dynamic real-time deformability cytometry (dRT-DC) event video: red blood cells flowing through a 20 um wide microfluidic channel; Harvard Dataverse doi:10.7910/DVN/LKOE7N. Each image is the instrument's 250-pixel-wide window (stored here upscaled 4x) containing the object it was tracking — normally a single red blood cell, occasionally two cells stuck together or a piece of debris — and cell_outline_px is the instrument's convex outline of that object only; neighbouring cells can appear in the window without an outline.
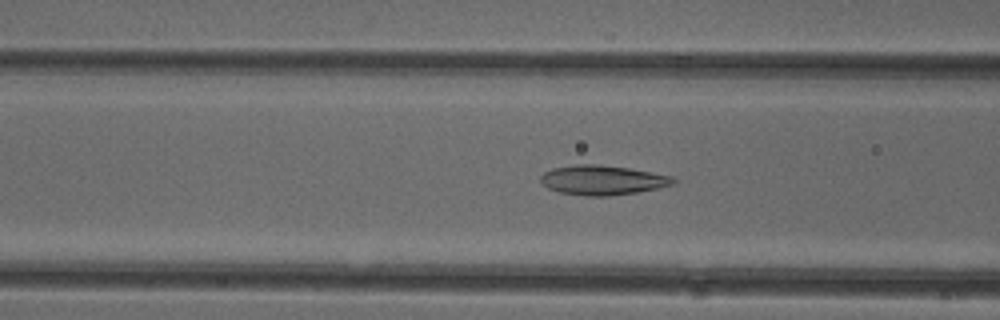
{"species": "common noctule bat (a hibernating species)", "species_latin": "Nyctalus noctula", "temperature_condition": "cold", "stored_images_in_passage": 51, "camera_frame_rate_fps": 3000, "um_per_image_px": 0.085, "animal": {"sex": "female"}, "frame": {"image": 1, "passage_image": 20, "time_ms": 6.333, "image_size_px": [1000, 320], "cell_outline_px": [[676, 184], [636, 192], [608, 196], [588, 196], [560, 192], [548, 188], [540, 180], [540, 176], [544, 172], [552, 168], [576, 164], [600, 164], [628, 168], [672, 176], [676, 180]], "centroid_in_image_um": [51.2, 15.3], "position_along_channel_um": 115.4, "area_um2": 22.77}}
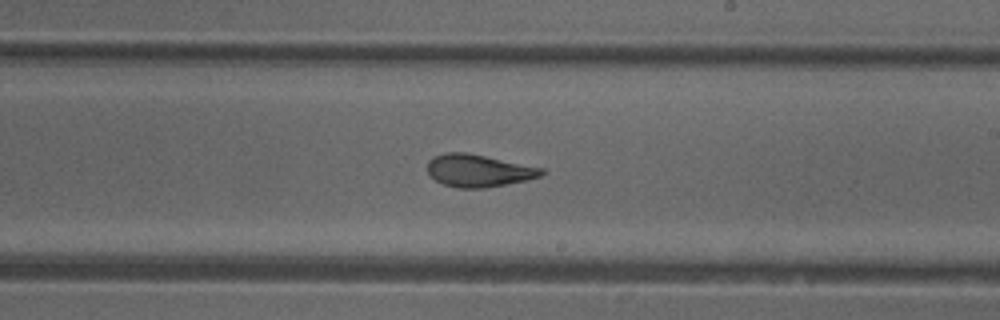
{"frame": {"image": 2, "passage_image": 30, "time_ms": 9.667, "image_size_px": [1000, 320], "cell_outline_px": [[544, 172], [540, 176], [528, 180], [484, 188], [456, 188], [444, 184], [436, 180], [428, 172], [428, 160], [432, 156], [444, 152], [464, 152], [544, 168]], "centroid_in_image_um": [40.65, 14.5], "position_along_channel_um": 248.3, "area_um2": 21.44}}
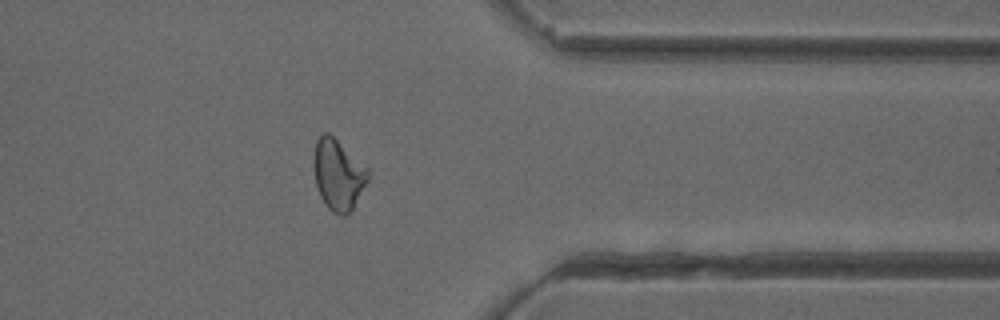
{"frame": {"image": 3, "passage_image": 41, "time_ms": 13.333, "image_size_px": [1000, 320], "cell_outline_px": [[372, 172], [368, 180], [352, 208], [344, 216], [340, 216], [332, 212], [324, 204], [320, 196], [316, 184], [312, 164], [312, 156], [316, 140], [324, 132], [328, 132], [368, 168]], "centroid_in_image_um": [28.72, 14.84], "position_along_channel_um": 382.7, "area_um2": 22.48}, "authors_computed_cell_mechanics": {"area_um2": 22.7732, "velocity_mm_per_s": 3.9893, "shape_relaxation_time_tau1_ms": null, "shape_relaxation_time_tau2_ms": 1.6103, "deformation_change_tau1": null, "deformation_change_tau2": 0.0886}}